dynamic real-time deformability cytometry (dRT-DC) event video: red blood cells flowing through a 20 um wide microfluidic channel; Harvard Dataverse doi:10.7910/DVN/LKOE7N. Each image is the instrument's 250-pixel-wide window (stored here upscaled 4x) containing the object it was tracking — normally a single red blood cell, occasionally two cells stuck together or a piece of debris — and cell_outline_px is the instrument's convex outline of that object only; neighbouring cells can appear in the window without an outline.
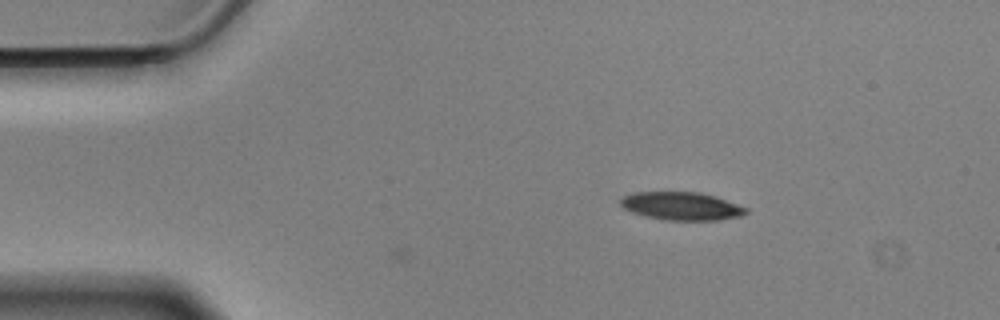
{"species": "Egyptian fruit bat (a non-hibernating species)", "species_latin": "Rousettus aegyptiacus", "temperature_condition": "cold", "stored_images_in_passage": 2, "camera_frame_rate_fps": 3000, "um_per_image_px": 0.085, "animal": {"sex": "male"}, "frame": {"image": 1, "passage_image": 2, "time_ms": 0.333, "image_size_px": [1000, 320], "cell_outline_px": [[748, 212], [740, 216], [720, 220], [664, 220], [644, 216], [632, 212], [624, 208], [620, 204], [620, 200], [624, 196], [636, 192], [700, 192], [716, 196], [748, 208]], "centroid_in_image_um": [57.94, 17.52], "position_along_channel_um": 27.1, "area_um2": 20.58}}